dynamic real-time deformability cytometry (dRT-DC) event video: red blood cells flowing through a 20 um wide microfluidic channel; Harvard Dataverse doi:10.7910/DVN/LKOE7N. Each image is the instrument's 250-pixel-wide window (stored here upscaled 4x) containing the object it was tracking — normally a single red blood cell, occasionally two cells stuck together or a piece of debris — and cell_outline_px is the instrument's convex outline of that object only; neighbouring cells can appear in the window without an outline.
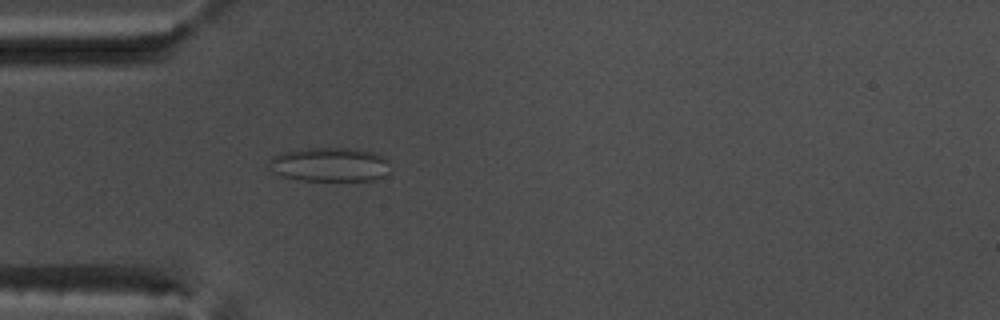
{"species": "common noctule bat (a hibernating species)", "species_latin": "Nyctalus noctula", "temperature_condition": "warm", "stored_images_in_passage": 47, "camera_frame_rate_fps": 3000, "um_per_image_px": 0.085, "animal": {"sex": "male", "body_mass_g": 17.5, "forearm_length_mm": 52.3}, "frame": {"image": 1, "passage_image": 10, "time_ms": 3.0, "image_size_px": [1000, 320], "cell_outline_px": [[388, 172], [384, 176], [372, 180], [300, 180], [280, 176], [268, 168], [268, 160], [272, 156], [284, 152], [308, 148], [356, 148], [376, 152], [384, 156]], "centroid_in_image_um": [27.98, 13.97], "position_along_channel_um": 57.0, "area_um2": 24.16}}
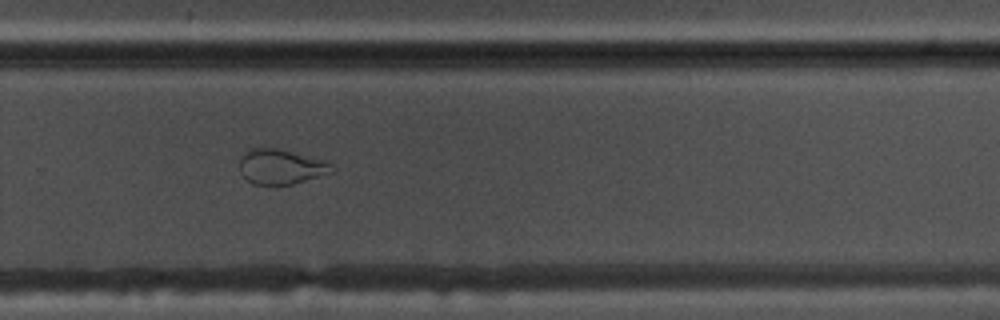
{"frame": {"image": 2, "passage_image": 30, "time_ms": 9.667, "image_size_px": [1000, 320], "cell_outline_px": [[336, 172], [292, 184], [252, 184], [240, 172], [240, 156], [248, 148], [280, 148], [324, 160], [332, 164], [336, 168]], "centroid_in_image_um": [23.91, 14.15], "position_along_channel_um": 305.9, "area_um2": 19.07}}
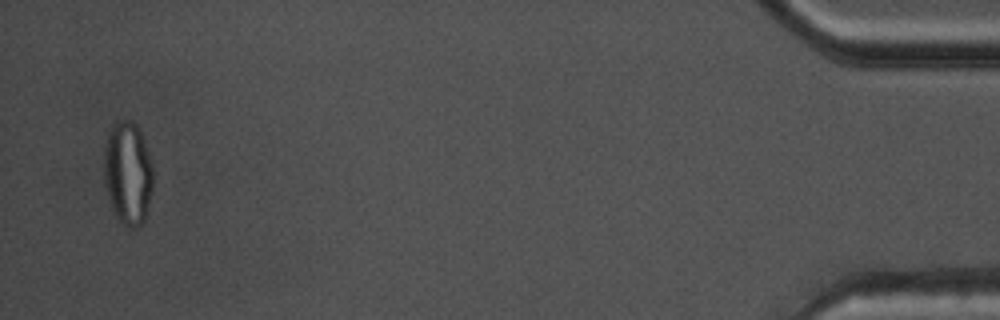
{"frame": {"image": 3, "passage_image": 46, "time_ms": 15.0, "image_size_px": [1000, 320], "cell_outline_px": [[152, 188], [144, 220], [136, 228], [128, 228], [116, 220], [108, 196], [104, 176], [104, 144], [108, 132], [120, 120], [132, 120], [136, 124], [140, 132], [152, 164]], "centroid_in_image_um": [10.84, 14.74], "position_along_channel_um": 424.4, "area_um2": 29.36}, "authors_computed_cell_mechanics": {"area_um2": 24.1604, "velocity_mm_per_s": 3.8121, "shape_relaxation_time_tau1_ms": null, "shape_relaxation_time_tau2_ms": 0.871, "deformation_change_tau1": null, "deformation_change_tau2": 0.0718}}